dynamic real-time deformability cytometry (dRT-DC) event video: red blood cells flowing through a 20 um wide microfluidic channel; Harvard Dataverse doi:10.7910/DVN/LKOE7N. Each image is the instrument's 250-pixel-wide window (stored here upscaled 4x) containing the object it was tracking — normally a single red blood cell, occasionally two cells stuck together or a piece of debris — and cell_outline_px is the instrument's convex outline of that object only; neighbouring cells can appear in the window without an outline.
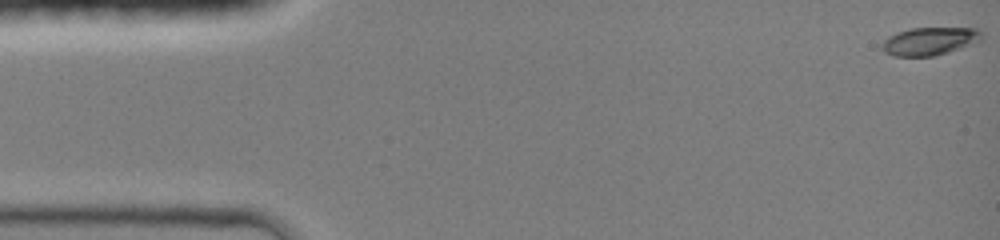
{"species": "common noctule bat (a hibernating species)", "species_latin": "Nyctalus noctula", "temperature_condition": "room temperature", "stored_images_in_passage": 28, "camera_frame_rate_fps": 3000, "um_per_image_px": 0.085, "animal": {"sex": "female", "body_mass_g": 19.0, "forearm_length_mm": 51.5}, "frame": {"image": 1, "passage_image": 1, "time_ms": 0.0, "image_size_px": [1000, 240], "cell_outline_px": [[984, 36], [980, 40], [972, 44], [948, 52], [932, 56], [892, 56], [884, 52], [880, 48], [880, 44], [888, 36], [896, 32], [912, 28], [976, 28]], "centroid_in_image_um": [78.97, 3.5], "position_along_channel_um": 6.0, "area_um2": 16.3}}
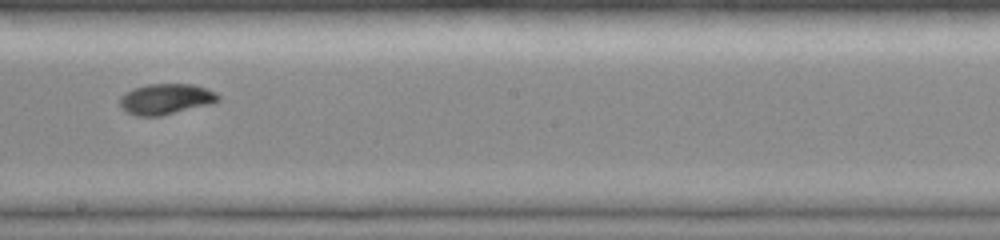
{"frame": {"image": 2, "passage_image": 14, "time_ms": 8.333, "image_size_px": [1000, 240], "cell_outline_px": [[220, 100], [208, 104], [160, 116], [136, 116], [120, 108], [120, 96], [124, 92], [132, 88], [148, 84], [192, 84], [216, 92], [220, 96]], "centroid_in_image_um": [14.05, 8.41], "position_along_channel_um": 234.2, "area_um2": 17.51}}
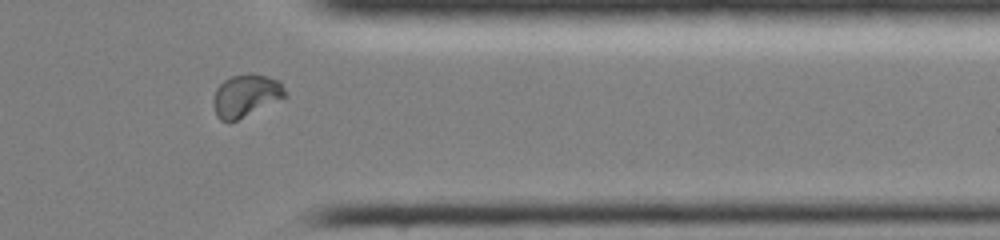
{"frame": {"image": 3, "passage_image": 24, "time_ms": 12.0, "image_size_px": [1000, 240], "cell_outline_px": [[288, 96], [228, 124], [220, 120], [216, 116], [212, 104], [212, 100], [216, 88], [224, 80], [232, 76], [248, 72], [252, 72], [268, 76], [280, 80]], "centroid_in_image_um": [20.88, 8.12], "position_along_channel_um": 390.5, "area_um2": 18.21}}